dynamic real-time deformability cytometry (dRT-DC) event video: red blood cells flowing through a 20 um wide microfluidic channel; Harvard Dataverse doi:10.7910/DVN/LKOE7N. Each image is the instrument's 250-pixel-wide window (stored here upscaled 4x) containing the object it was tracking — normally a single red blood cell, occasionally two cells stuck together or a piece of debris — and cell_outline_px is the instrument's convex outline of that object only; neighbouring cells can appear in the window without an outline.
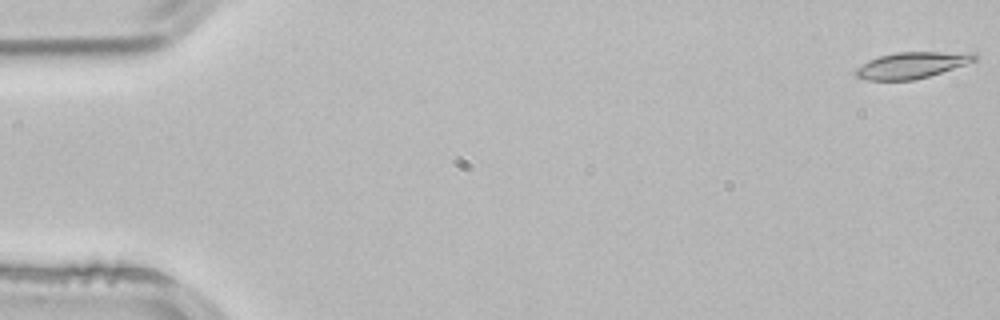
{"species": "common noctule bat (a hibernating species)", "species_latin": "Nyctalus noctula", "temperature_condition": "room temperature", "stored_images_in_passage": 4, "camera_frame_rate_fps": 3000, "um_per_image_px": 0.085, "animal": {"sex": "male", "body_mass_g": 21.5, "forearm_length_mm": 52.0}, "frame": {"image": 1, "passage_image": 1, "time_ms": 0.0, "image_size_px": [1000, 320], "cell_outline_px": [[976, 60], [928, 76], [912, 80], [868, 80], [856, 76], [852, 72], [856, 68], [868, 60], [880, 56], [896, 52], [976, 52]], "centroid_in_image_um": [77.46, 5.53], "position_along_channel_um": 7.5, "area_um2": 18.03}}